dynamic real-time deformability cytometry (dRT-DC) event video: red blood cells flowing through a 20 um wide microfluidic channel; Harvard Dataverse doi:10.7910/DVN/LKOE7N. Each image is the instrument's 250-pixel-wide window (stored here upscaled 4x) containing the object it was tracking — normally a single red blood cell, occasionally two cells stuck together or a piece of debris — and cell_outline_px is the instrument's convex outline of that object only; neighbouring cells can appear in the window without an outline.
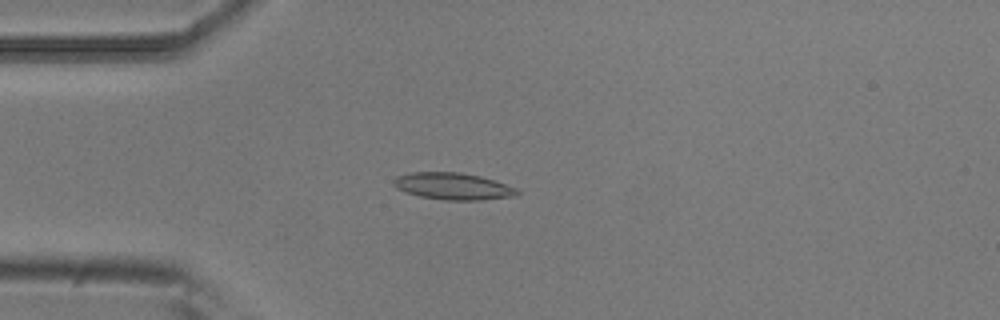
{"species": "common noctule bat (a hibernating species)", "species_latin": "Nyctalus noctula", "temperature_condition": "room temperature", "stored_images_in_passage": 3, "camera_frame_rate_fps": 3000, "um_per_image_px": 0.085, "animal": {"sex": "male", "body_mass_g": 20.5, "forearm_length_mm": 52.5}, "frame": {"image": 1, "passage_image": 3, "time_ms": 0.667, "image_size_px": [1000, 320], "cell_outline_px": [[520, 192], [516, 196], [480, 200], [444, 200], [420, 196], [404, 192], [396, 188], [392, 184], [392, 180], [396, 176], [412, 172], [460, 172], [480, 176], [516, 188]], "centroid_in_image_um": [38.45, 15.83], "position_along_channel_um": 46.5, "area_um2": 19.36}}